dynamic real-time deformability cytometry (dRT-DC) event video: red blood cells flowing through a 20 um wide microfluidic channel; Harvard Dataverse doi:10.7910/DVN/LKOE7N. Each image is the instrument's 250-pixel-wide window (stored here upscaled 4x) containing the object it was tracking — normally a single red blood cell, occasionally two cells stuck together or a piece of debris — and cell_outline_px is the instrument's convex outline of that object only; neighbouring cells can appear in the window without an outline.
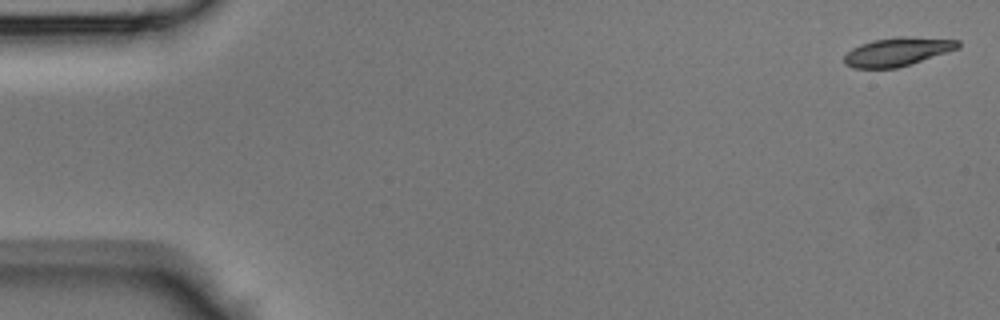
{"species": "Egyptian fruit bat (a non-hibernating species)", "species_latin": "Rousettus aegyptiacus", "temperature_condition": "room temperature", "stored_images_in_passage": 23, "camera_frame_rate_fps": 3000, "um_per_image_px": 0.085, "animal": {"sex": "male"}, "frame": {"image": 1, "passage_image": 1, "time_ms": 0.0, "image_size_px": [1000, 320], "cell_outline_px": [[960, 48], [896, 68], [852, 68], [844, 64], [844, 56], [852, 48], [860, 44], [872, 40], [896, 36], [908, 36], [960, 40]], "centroid_in_image_um": [76.27, 4.38], "position_along_channel_um": 8.7, "area_um2": 18.96}}
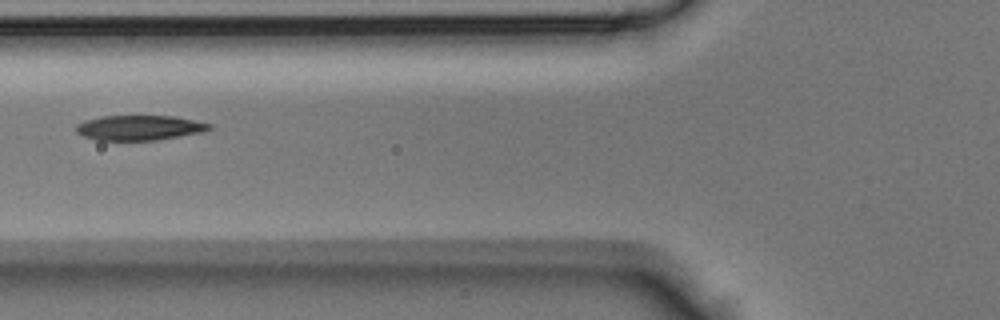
{"frame": {"image": 2, "passage_image": 17, "time_ms": 5.333, "image_size_px": [1000, 320], "cell_outline_px": [[212, 128], [204, 132], [156, 140], [96, 140], [84, 136], [76, 132], [76, 124], [84, 120], [100, 116], [172, 116], [212, 124]], "centroid_in_image_um": [11.83, 10.86], "position_along_channel_um": 114.0, "area_um2": 19.36}}
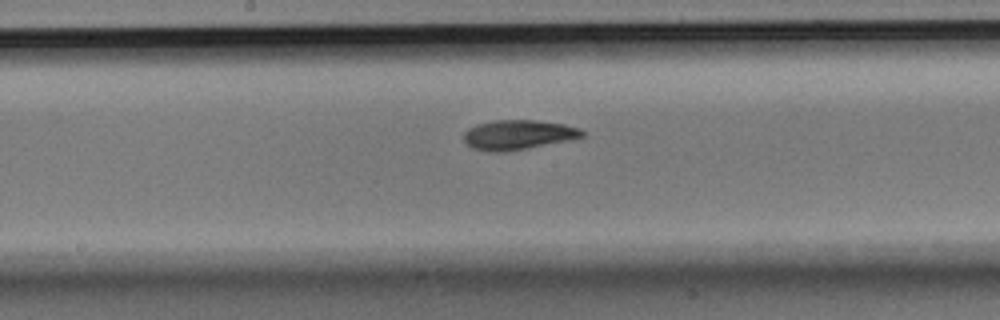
{"frame": {"image": 3, "passage_image": 23, "time_ms": 7.333, "image_size_px": [1000, 320], "cell_outline_px": [[584, 136], [528, 148], [500, 152], [488, 152], [472, 148], [464, 144], [464, 132], [468, 128], [476, 124], [492, 120], [536, 120], [564, 124], [580, 128], [584, 132]], "centroid_in_image_um": [43.97, 11.45], "position_along_channel_um": 204.2, "area_um2": 20.46}}